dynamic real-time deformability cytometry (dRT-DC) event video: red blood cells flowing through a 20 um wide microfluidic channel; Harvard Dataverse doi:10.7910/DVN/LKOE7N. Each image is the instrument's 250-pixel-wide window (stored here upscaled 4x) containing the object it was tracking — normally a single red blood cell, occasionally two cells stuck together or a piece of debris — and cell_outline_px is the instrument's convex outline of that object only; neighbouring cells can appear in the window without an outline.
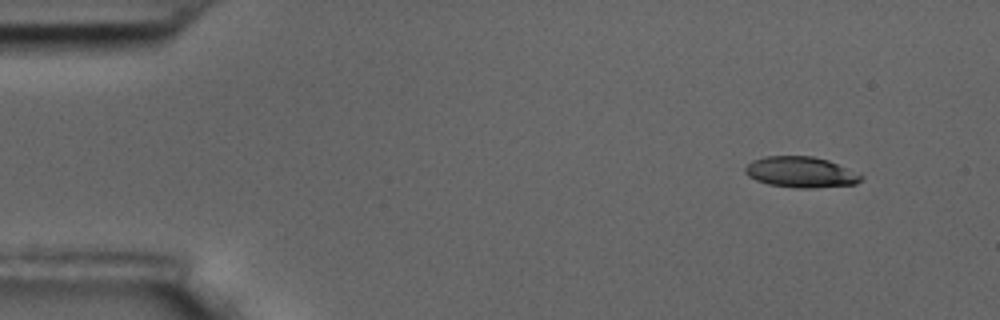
{"species": "common noctule bat (a hibernating species)", "species_latin": "Nyctalus noctula", "temperature_condition": "room temperature", "stored_images_in_passage": 6, "camera_frame_rate_fps": 3000, "um_per_image_px": 0.085, "animal": {"sex": "male", "body_mass_g": 17.5, "forearm_length_mm": 52.3}, "frame": {"image": 1, "passage_image": 2, "time_ms": 0.333, "image_size_px": [1000, 320], "cell_outline_px": [[864, 176], [856, 184], [812, 188], [796, 188], [768, 184], [756, 180], [748, 176], [744, 172], [744, 168], [752, 160], [764, 156], [812, 156], [828, 160], [860, 172]], "centroid_in_image_um": [68.08, 14.63], "position_along_channel_um": 16.9, "area_um2": 21.04}}
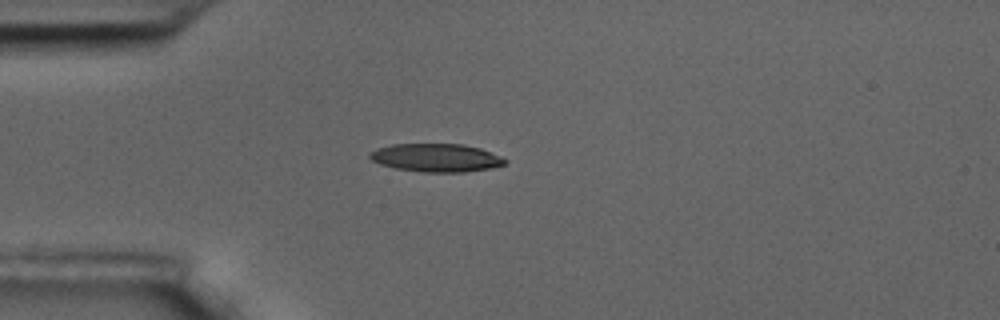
{"frame": {"image": 2, "passage_image": 5, "time_ms": 1.333, "image_size_px": [1000, 320], "cell_outline_px": [[508, 160], [504, 164], [492, 168], [464, 172], [424, 172], [396, 168], [380, 164], [372, 160], [368, 156], [368, 152], [376, 148], [392, 144], [464, 144], [480, 148], [500, 156]], "centroid_in_image_um": [37.06, 13.4], "position_along_channel_um": 47.9, "area_um2": 22.25}}